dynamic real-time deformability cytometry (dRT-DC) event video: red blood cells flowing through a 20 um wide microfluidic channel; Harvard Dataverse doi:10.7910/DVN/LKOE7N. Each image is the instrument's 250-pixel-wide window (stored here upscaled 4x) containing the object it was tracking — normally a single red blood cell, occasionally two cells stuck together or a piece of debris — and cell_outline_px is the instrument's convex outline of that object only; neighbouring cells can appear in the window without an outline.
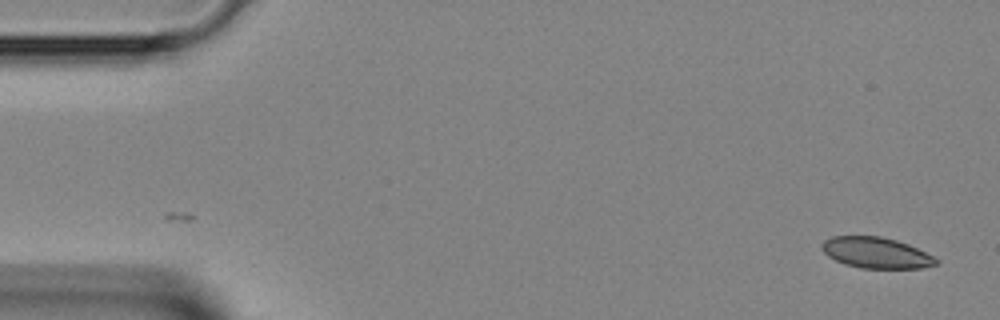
{"species": "Egyptian fruit bat (a non-hibernating species)", "species_latin": "Rousettus aegyptiacus", "temperature_condition": "room temperature", "stored_images_in_passage": 42, "camera_frame_rate_fps": 3000, "um_per_image_px": 0.085, "animal": {"sex": "female"}, "frame": {"image": 1, "passage_image": 1, "time_ms": 0.0, "image_size_px": [1000, 320], "cell_outline_px": [[940, 260], [936, 264], [920, 268], [860, 268], [844, 264], [828, 256], [820, 248], [820, 244], [824, 240], [832, 236], [880, 236], [896, 240], [908, 244]], "centroid_in_image_um": [74.42, 21.48], "position_along_channel_um": 10.6, "area_um2": 20.52}}
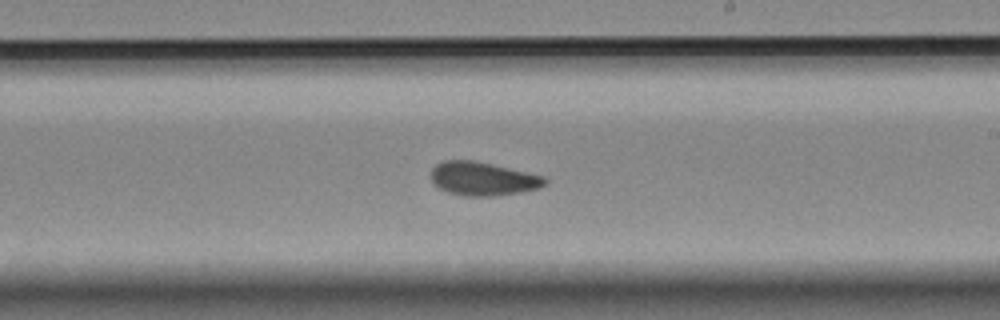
{"frame": {"image": 2, "passage_image": 24, "time_ms": 7.667, "image_size_px": [1000, 320], "cell_outline_px": [[548, 184], [540, 188], [520, 192], [492, 196], [460, 196], [448, 192], [432, 184], [432, 168], [436, 164], [444, 160], [472, 160], [492, 164], [544, 176], [548, 180]], "centroid_in_image_um": [41.05, 15.2], "position_along_channel_um": 248.0, "area_um2": 22.37}}
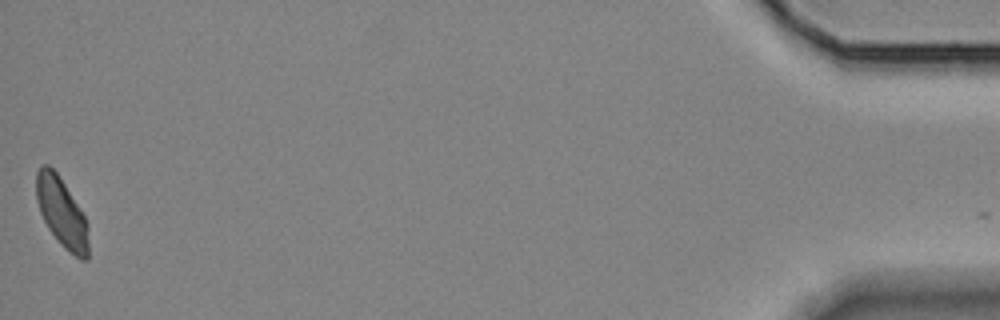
{"frame": {"image": 3, "passage_image": 42, "time_ms": 13.667, "image_size_px": [1000, 320], "cell_outline_px": [[88, 260], [80, 260], [64, 248], [48, 228], [40, 212], [36, 200], [36, 172], [40, 164], [48, 164], [56, 172], [64, 184], [84, 216], [88, 224]], "centroid_in_image_um": [5.23, 18.07], "position_along_channel_um": 430.0, "area_um2": 20.98}}